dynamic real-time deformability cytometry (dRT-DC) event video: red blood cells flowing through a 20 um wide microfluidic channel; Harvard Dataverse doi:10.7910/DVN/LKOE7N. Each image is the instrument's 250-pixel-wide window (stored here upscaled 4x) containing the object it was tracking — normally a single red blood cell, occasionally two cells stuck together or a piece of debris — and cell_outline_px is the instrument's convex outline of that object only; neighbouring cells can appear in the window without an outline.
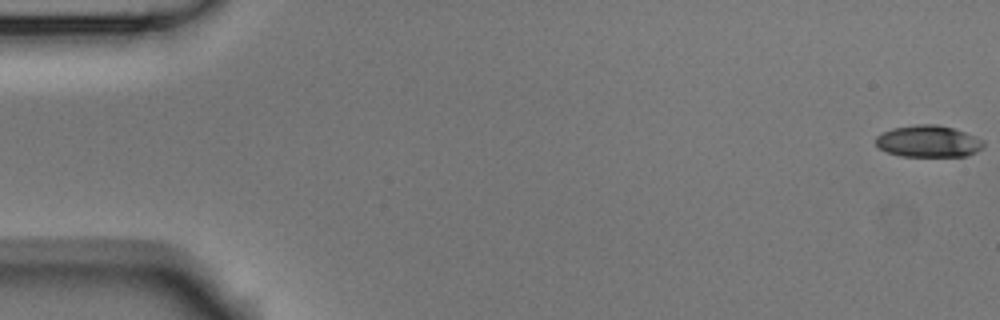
{"species": "Egyptian fruit bat (a non-hibernating species)", "species_latin": "Rousettus aegyptiacus", "temperature_condition": "room temperature", "stored_images_in_passage": 5, "camera_frame_rate_fps": 3000, "um_per_image_px": 0.085, "animal": {"sex": "male"}, "frame": {"image": 1, "passage_image": 1, "time_ms": 0.0, "image_size_px": [1000, 320], "cell_outline_px": [[984, 144], [976, 152], [968, 156], [900, 156], [888, 152], [880, 148], [876, 144], [876, 136], [892, 128], [916, 124], [936, 124], [952, 128], [976, 136], [984, 140]], "centroid_in_image_um": [78.92, 12.01], "position_along_channel_um": 6.1, "area_um2": 19.88}}
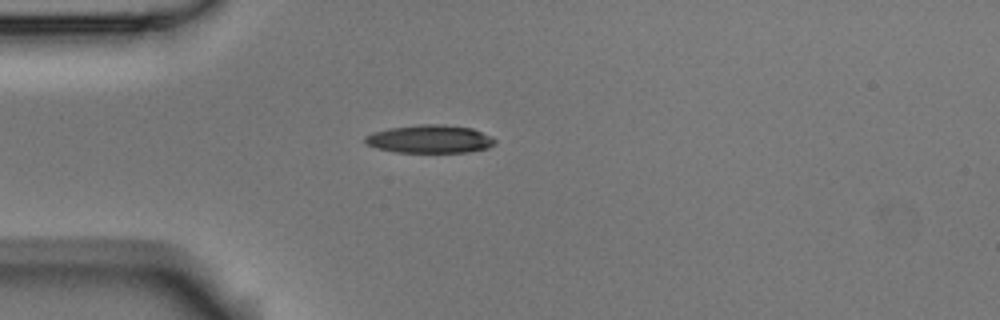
{"frame": {"image": 2, "passage_image": 5, "time_ms": 1.333, "image_size_px": [1000, 320], "cell_outline_px": [[496, 144], [488, 148], [468, 152], [396, 152], [376, 148], [368, 144], [364, 140], [364, 136], [372, 132], [388, 128], [420, 124], [444, 124], [472, 128], [492, 136], [496, 140]], "centroid_in_image_um": [36.55, 11.81], "position_along_channel_um": 48.4, "area_um2": 21.44}}